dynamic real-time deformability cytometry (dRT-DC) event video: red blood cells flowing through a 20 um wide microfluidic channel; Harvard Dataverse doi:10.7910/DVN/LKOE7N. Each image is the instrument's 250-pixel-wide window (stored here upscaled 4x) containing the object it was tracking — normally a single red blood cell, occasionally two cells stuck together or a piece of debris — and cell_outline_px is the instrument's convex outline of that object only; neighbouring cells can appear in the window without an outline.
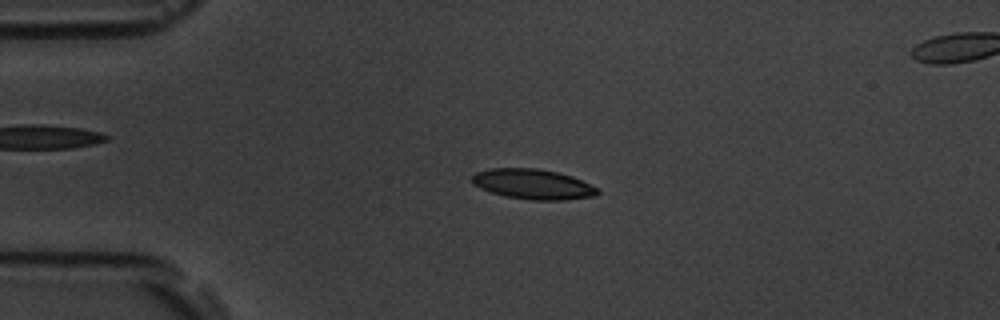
{"species": "common noctule bat (a hibernating species)", "species_latin": "Nyctalus noctula", "temperature_condition": "room temperature", "stored_images_in_passage": 57, "segment_of_instrument_passage": [1, 2], "camera_frame_rate_fps": 3000, "um_per_image_px": 0.085, "animal": {"sex": "male", "body_mass_g": 19.5, "forearm_length_mm": 54.6}, "frame": {"image": 1, "passage_image": 13, "time_ms": 4.0, "image_size_px": [1000, 320], "cell_outline_px": [[600, 192], [596, 196], [564, 200], [532, 200], [504, 196], [480, 188], [472, 184], [472, 176], [476, 172], [488, 168], [536, 168], [556, 172], [572, 176], [600, 188]], "centroid_in_image_um": [45.32, 15.65], "position_along_channel_um": 39.7, "area_um2": 22.2}}
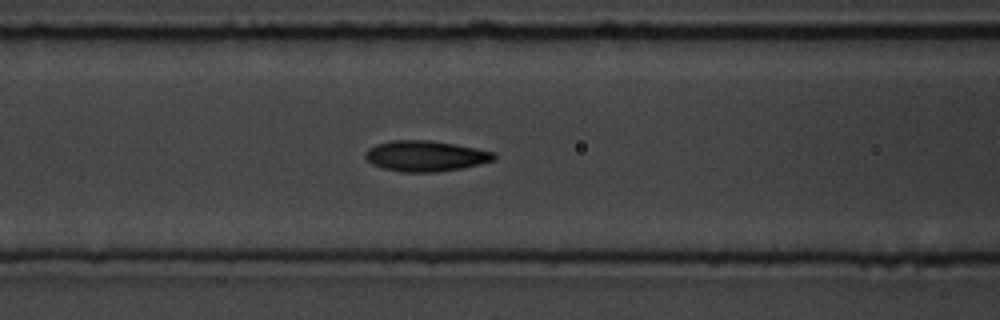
{"frame": {"image": 2, "passage_image": 23, "time_ms": 7.333, "image_size_px": [1000, 320], "cell_outline_px": [[496, 156], [492, 160], [460, 168], [436, 172], [400, 172], [384, 168], [372, 164], [364, 156], [364, 152], [368, 148], [376, 144], [388, 140], [428, 140], [456, 144], [496, 152]], "centroid_in_image_um": [36.12, 13.24], "position_along_channel_um": 130.5, "area_um2": 22.95}}
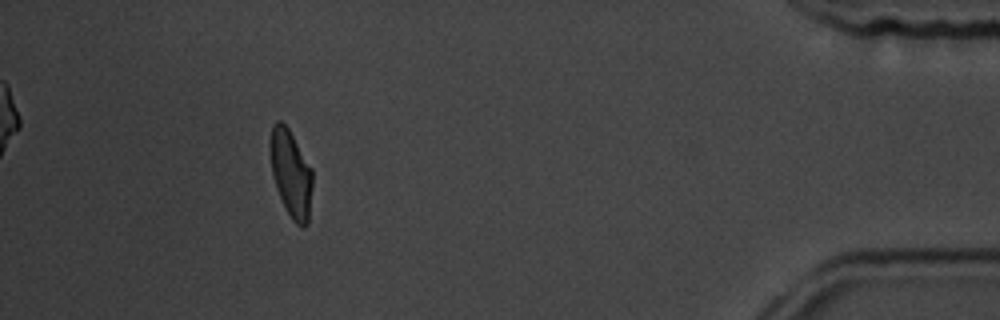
{"frame": {"image": 3, "passage_image": 51, "time_ms": 16.667, "image_size_px": [1000, 320], "cell_outline_px": [[312, 184], [308, 224], [304, 228], [300, 228], [292, 220], [276, 188], [272, 176], [268, 148], [268, 144], [272, 124], [276, 120], [280, 120], [288, 128], [312, 168]], "centroid_in_image_um": [24.7, 14.72], "position_along_channel_um": 410.5, "area_um2": 21.79}}